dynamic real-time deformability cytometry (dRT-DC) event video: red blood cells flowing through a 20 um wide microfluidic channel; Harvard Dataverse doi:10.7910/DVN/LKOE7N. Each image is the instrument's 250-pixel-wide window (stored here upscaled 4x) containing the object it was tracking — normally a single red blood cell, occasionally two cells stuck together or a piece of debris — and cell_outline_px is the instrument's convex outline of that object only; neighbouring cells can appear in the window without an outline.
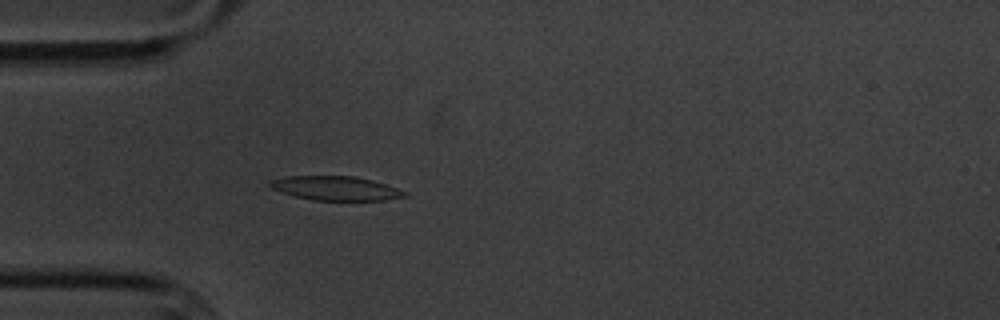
{"species": "common noctule bat (a hibernating species)", "species_latin": "Nyctalus noctula", "temperature_condition": "cold", "stored_images_in_passage": 4, "camera_frame_rate_fps": 3000, "um_per_image_px": 0.085, "animal": {"sex": "male", "body_mass_g": 20.1, "forearm_length_mm": 53.5}, "frame": {"image": 1, "passage_image": 4, "time_ms": 4.0, "image_size_px": [1000, 320], "cell_outline_px": [[408, 192], [404, 196], [384, 200], [312, 200], [296, 196], [272, 188], [268, 184], [268, 180], [288, 176], [356, 176], [372, 180]], "centroid_in_image_um": [28.51, 15.99], "position_along_channel_um": 56.5, "area_um2": 18.67}}